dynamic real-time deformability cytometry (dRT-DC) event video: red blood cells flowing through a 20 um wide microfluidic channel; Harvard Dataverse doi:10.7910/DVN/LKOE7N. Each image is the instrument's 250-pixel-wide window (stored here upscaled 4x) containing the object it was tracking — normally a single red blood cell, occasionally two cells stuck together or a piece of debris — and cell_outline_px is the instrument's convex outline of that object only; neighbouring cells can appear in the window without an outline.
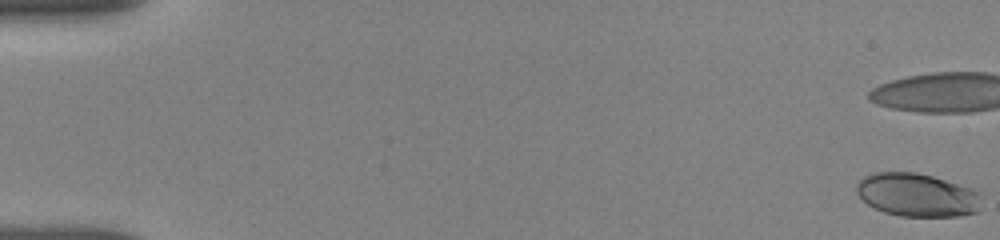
{"species": "human", "species_latin": "Homo sapiens", "temperature_condition": "room temperature", "stored_images_in_passage": 22, "camera_frame_rate_fps": 3000, "um_per_image_px": 0.085, "donor": {"sex": "female"}, "frame": {"image": 1, "passage_image": 1, "time_ms": 0.0, "image_size_px": [1000, 240], "cell_outline_px": [[980, 192], [976, 212], [960, 216], [900, 216], [884, 212], [868, 204], [856, 192], [856, 184], [864, 176], [872, 172], [916, 172], [932, 176], [972, 188]], "centroid_in_image_um": [77.92, 16.56], "position_along_channel_um": 7.1, "area_um2": 31.33}}